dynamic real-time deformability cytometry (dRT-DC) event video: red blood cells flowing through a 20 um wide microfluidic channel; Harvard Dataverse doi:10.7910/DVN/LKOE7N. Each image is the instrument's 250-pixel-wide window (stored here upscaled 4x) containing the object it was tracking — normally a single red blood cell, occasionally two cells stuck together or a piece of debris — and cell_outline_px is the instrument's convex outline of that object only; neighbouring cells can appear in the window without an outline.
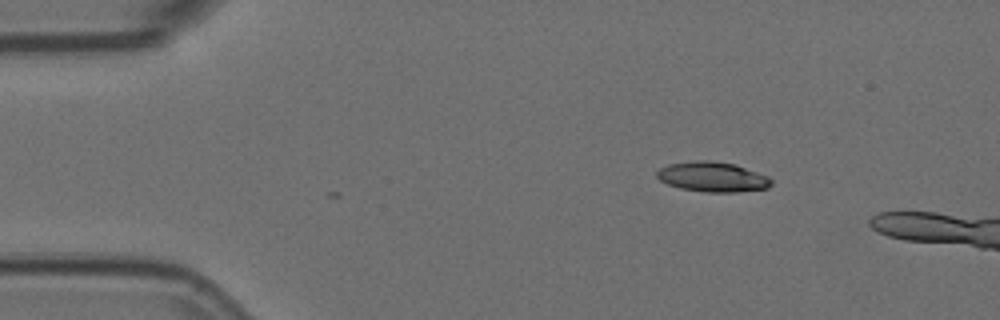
{"species": "Egyptian fruit bat (a non-hibernating species)", "species_latin": "Rousettus aegyptiacus", "temperature_condition": "room temperature", "stored_images_in_passage": 2, "camera_frame_rate_fps": 3000, "um_per_image_px": 0.085, "animal": {"sex": "female"}, "frame": {"image": 1, "passage_image": 2, "time_ms": 0.333, "image_size_px": [1000, 320], "cell_outline_px": [[772, 184], [768, 188], [736, 192], [708, 192], [680, 188], [668, 184], [660, 180], [656, 176], [656, 172], [660, 168], [668, 164], [696, 160], [712, 160], [736, 164], [768, 176], [772, 180]], "centroid_in_image_um": [60.57, 15.02], "position_along_channel_um": 24.4, "area_um2": 20.06}}